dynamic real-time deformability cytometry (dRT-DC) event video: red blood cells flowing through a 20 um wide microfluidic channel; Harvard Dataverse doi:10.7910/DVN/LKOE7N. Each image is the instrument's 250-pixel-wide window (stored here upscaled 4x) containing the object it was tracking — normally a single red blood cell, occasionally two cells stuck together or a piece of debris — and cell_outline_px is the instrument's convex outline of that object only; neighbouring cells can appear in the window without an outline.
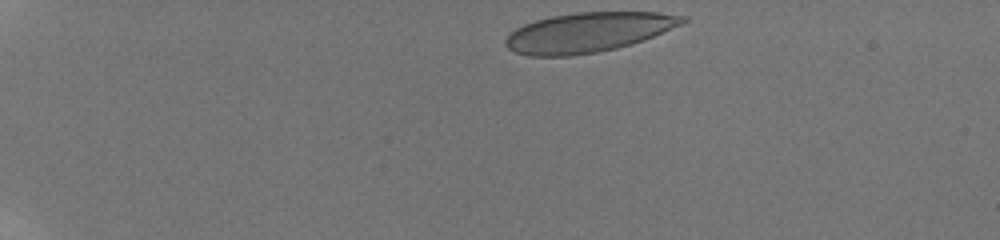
{"species": "human", "species_latin": "Homo sapiens", "temperature_condition": "room temperature", "stored_images_in_passage": 16, "camera_frame_rate_fps": 3000, "um_per_image_px": 0.085, "donor": {"sex": "male"}, "frame": {"image": 1, "passage_image": 1, "time_ms": 0.0, "image_size_px": [1000, 240], "cell_outline_px": [[688, 20], [680, 24], [644, 40], [616, 48], [596, 52], [568, 56], [528, 56], [516, 52], [508, 48], [504, 44], [504, 40], [516, 28], [524, 24], [536, 20], [552, 16], [576, 12], [660, 12], [688, 16]], "centroid_in_image_um": [49.99, 2.74], "position_along_channel_um": 35.0, "area_um2": 40.75}}
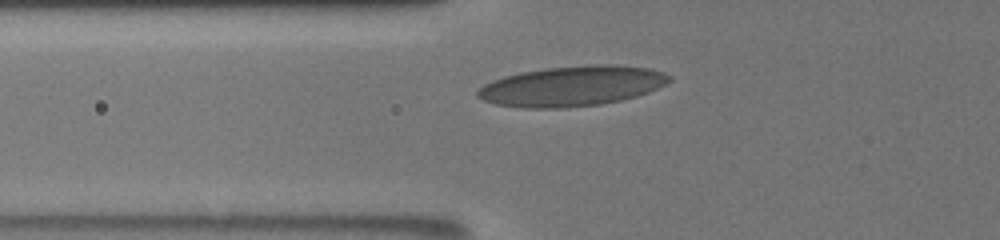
{"frame": {"image": 2, "passage_image": 11, "time_ms": 3.667, "image_size_px": [1000, 240], "cell_outline_px": [[672, 80], [648, 92], [636, 96], [620, 100], [600, 104], [564, 108], [524, 108], [496, 104], [484, 100], [476, 96], [476, 92], [484, 84], [492, 80], [504, 76], [520, 72], [544, 68], [596, 64], [612, 64], [648, 68], [664, 72], [672, 76]], "centroid_in_image_um": [48.61, 7.31], "position_along_channel_um": 77.2, "area_um2": 44.85}}